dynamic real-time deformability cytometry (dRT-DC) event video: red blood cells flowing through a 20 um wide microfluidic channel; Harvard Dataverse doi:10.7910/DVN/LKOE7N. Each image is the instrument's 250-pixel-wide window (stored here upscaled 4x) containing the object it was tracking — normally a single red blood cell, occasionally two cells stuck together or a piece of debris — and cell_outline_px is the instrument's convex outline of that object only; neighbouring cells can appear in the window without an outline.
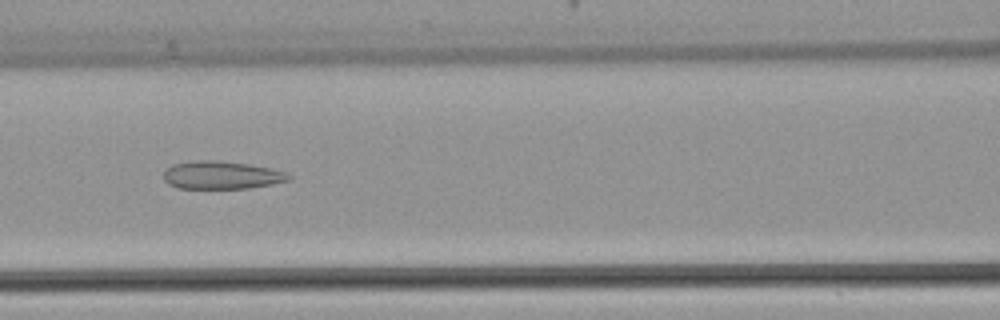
{"species": "common noctule bat (a hibernating species)", "species_latin": "Nyctalus noctula", "temperature_condition": "warm", "stored_images_in_passage": 44, "camera_frame_rate_fps": 3000, "um_per_image_px": 0.085, "animal": {"sex": "female", "body_mass_g": 22.7, "forearm_length_mm": 54.2}, "frame": {"image": 1, "passage_image": 19, "time_ms": 6.0, "image_size_px": [1000, 320], "cell_outline_px": [[292, 176], [288, 180], [272, 184], [248, 188], [176, 188], [168, 184], [164, 180], [164, 172], [172, 164], [192, 160], [216, 160], [248, 164], [272, 168], [284, 172]], "centroid_in_image_um": [18.8, 14.88], "position_along_channel_um": 147.8, "area_um2": 20.35}}
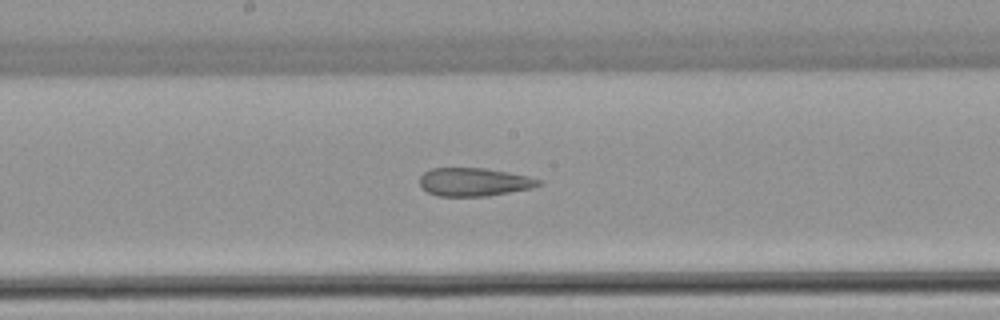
{"frame": {"image": 2, "passage_image": 23, "time_ms": 7.333, "image_size_px": [1000, 320], "cell_outline_px": [[540, 184], [532, 188], [488, 196], [436, 196], [428, 192], [420, 184], [420, 176], [424, 172], [432, 168], [488, 168], [528, 176], [540, 180]], "centroid_in_image_um": [40.28, 15.46], "position_along_channel_um": 207.9, "area_um2": 19.54}}
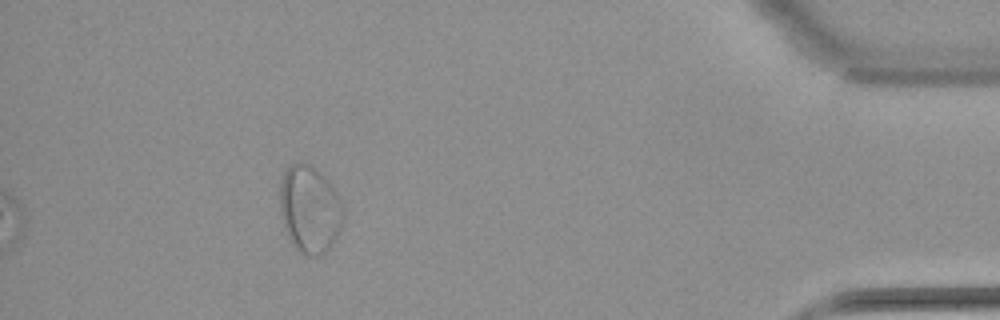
{"frame": {"image": 3, "passage_image": 40, "time_ms": 13.0, "image_size_px": [1000, 320], "cell_outline_px": [[344, 216], [340, 228], [336, 236], [328, 248], [324, 252], [316, 256], [308, 256], [300, 252], [288, 240], [284, 228], [280, 212], [280, 184], [284, 172], [292, 164], [312, 164], [336, 188], [344, 208]], "centroid_in_image_um": [26.33, 17.78], "position_along_channel_um": 408.9, "area_um2": 32.43}}